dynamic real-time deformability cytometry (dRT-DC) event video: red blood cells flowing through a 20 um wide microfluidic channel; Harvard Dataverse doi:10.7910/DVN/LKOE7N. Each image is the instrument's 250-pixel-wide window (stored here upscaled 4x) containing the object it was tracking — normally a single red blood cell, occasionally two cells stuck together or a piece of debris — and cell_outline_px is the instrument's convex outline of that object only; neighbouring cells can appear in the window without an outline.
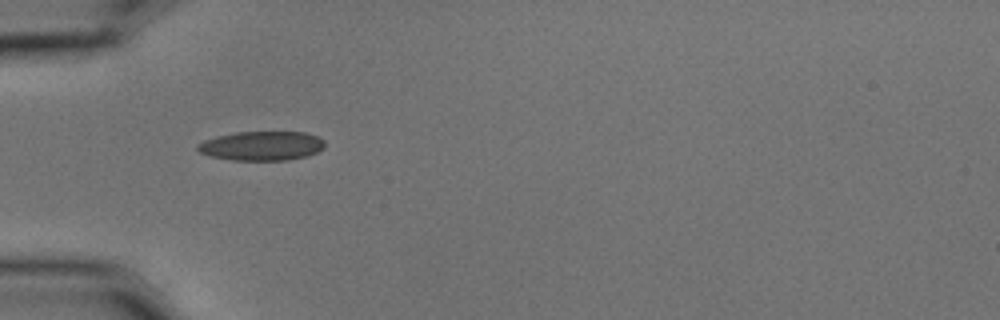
{"species": "common noctule bat (a hibernating species)", "species_latin": "Nyctalus noctula", "temperature_condition": "cold", "stored_images_in_passage": 1, "camera_frame_rate_fps": 3000, "um_per_image_px": 0.085, "animal": {"sex": "male", "body_mass_g": 15.6}, "frame": {"image": 1, "passage_image": 1, "time_ms": 0.0, "image_size_px": [1000, 320], "cell_outline_px": [[324, 148], [316, 152], [304, 156], [288, 160], [232, 160], [212, 156], [200, 152], [196, 148], [196, 144], [204, 140], [236, 132], [304, 132], [316, 136], [324, 140]], "centroid_in_image_um": [22.24, 12.39], "position_along_channel_um": 62.8, "area_um2": 21.44}}